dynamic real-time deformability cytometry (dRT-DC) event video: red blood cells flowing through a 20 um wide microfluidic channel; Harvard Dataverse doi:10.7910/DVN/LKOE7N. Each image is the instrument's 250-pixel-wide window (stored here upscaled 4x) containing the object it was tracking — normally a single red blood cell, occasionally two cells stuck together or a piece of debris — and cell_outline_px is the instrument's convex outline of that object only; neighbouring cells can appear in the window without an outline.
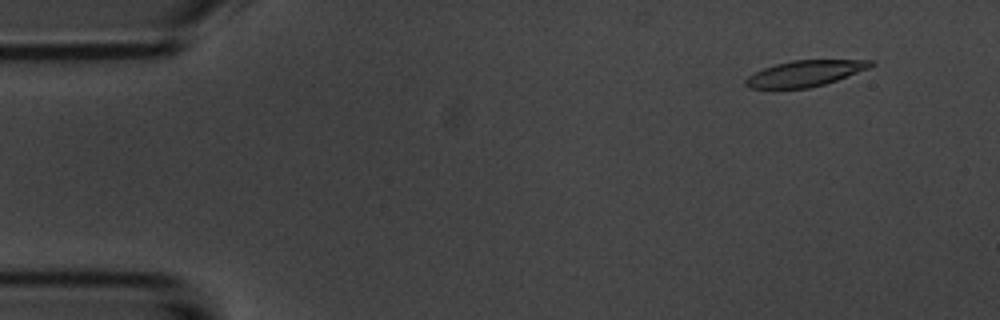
{"species": "common noctule bat (a hibernating species)", "species_latin": "Nyctalus noctula", "temperature_condition": "room temperature", "stored_images_in_passage": 5, "camera_frame_rate_fps": 3000, "um_per_image_px": 0.085, "animal": {"sex": "male", "body_mass_g": 20.1, "forearm_length_mm": 53.5}, "frame": {"image": 1, "passage_image": 2, "time_ms": 1.333, "image_size_px": [1000, 320], "cell_outline_px": [[876, 64], [868, 68], [836, 80], [824, 84], [808, 88], [772, 92], [748, 88], [744, 84], [744, 80], [748, 76], [764, 68], [776, 64], [792, 60], [872, 60]], "centroid_in_image_um": [68.3, 6.3], "position_along_channel_um": 16.7, "area_um2": 19.54}}
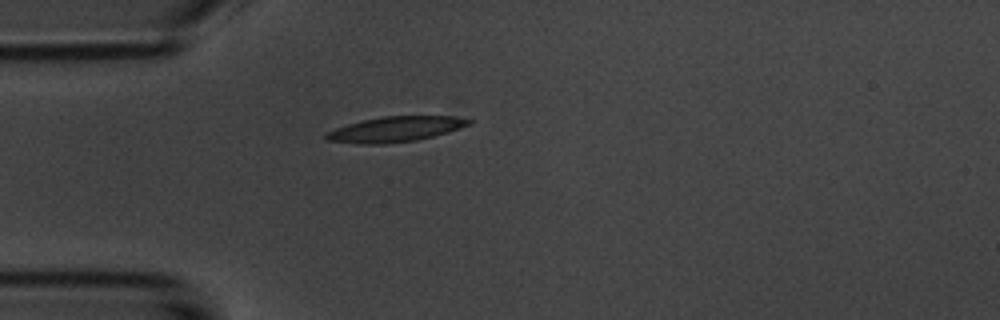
{"frame": {"image": 2, "passage_image": 5, "time_ms": 4.667, "image_size_px": [1000, 320], "cell_outline_px": [[472, 124], [432, 136], [416, 140], [388, 144], [356, 144], [324, 140], [324, 132], [348, 124], [364, 120], [384, 116], [452, 116], [472, 120]], "centroid_in_image_um": [33.53, 10.99], "position_along_channel_um": 51.5, "area_um2": 20.98}}